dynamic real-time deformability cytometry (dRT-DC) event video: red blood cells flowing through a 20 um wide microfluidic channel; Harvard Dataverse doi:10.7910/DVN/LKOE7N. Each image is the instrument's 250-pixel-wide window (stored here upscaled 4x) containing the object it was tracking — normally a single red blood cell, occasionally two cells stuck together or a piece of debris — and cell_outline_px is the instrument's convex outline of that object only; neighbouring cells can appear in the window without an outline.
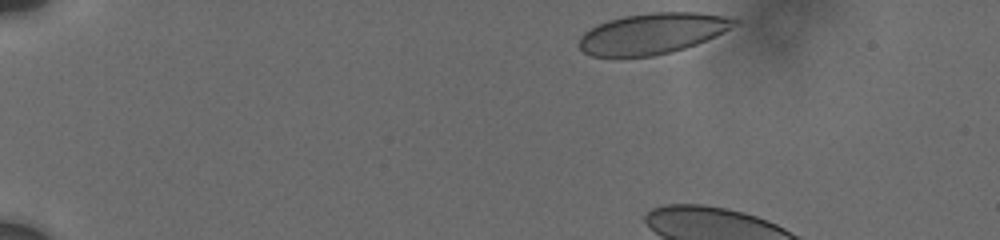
{"species": "human", "species_latin": "Homo sapiens", "temperature_condition": "cold", "stored_images_in_passage": 7, "camera_frame_rate_fps": 3000, "um_per_image_px": 0.085, "donor": {"sex": "male"}, "frame": {"image": 1, "passage_image": 1, "time_ms": 0.0, "image_size_px": [1000, 240], "cell_outline_px": [[740, 24], [716, 36], [696, 44], [684, 48], [652, 56], [620, 60], [592, 56], [584, 52], [580, 48], [580, 36], [584, 32], [596, 24], [608, 20], [624, 16], [652, 12], [696, 12], [724, 16], [740, 20]], "centroid_in_image_um": [55.42, 2.88], "position_along_channel_um": 29.6, "area_um2": 37.74}}